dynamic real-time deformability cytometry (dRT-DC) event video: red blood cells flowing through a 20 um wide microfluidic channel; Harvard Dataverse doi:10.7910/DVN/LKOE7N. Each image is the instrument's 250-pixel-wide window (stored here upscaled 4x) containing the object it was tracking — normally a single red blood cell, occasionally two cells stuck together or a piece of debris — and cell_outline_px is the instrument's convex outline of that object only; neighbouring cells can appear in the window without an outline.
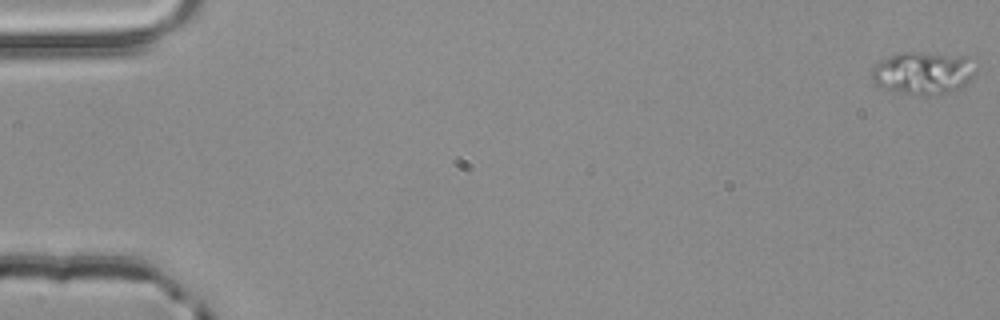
{"species": "common noctule bat (a hibernating species)", "species_latin": "Nyctalus noctula", "temperature_condition": "room temperature", "stored_images_in_passage": 51, "camera_frame_rate_fps": 3000, "um_per_image_px": 0.085, "animal": {"sex": "male", "body_mass_g": 20.4}, "frame": {"image": 1, "passage_image": 1, "time_ms": 0.0, "image_size_px": [1000, 320], "cell_outline_px": [[976, 72], [964, 84], [952, 92], [928, 96], [924, 96], [884, 88], [872, 84], [872, 68], [880, 60], [904, 52], [920, 52], [976, 56]], "centroid_in_image_um": [78.54, 6.18], "position_along_channel_um": 6.5, "area_um2": 26.24}}
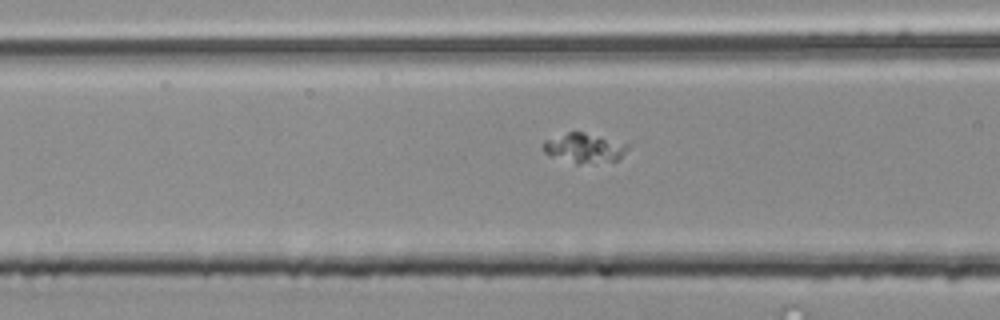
{"frame": {"image": 2, "passage_image": 23, "time_ms": 7.333, "image_size_px": [1000, 320], "cell_outline_px": [[628, 148], [616, 160], [580, 164], [576, 164], [548, 156], [544, 152], [540, 144], [544, 140], [568, 132], [584, 132], [628, 144]], "centroid_in_image_um": [49.56, 12.59], "position_along_channel_um": 117.0, "area_um2": 14.51}}
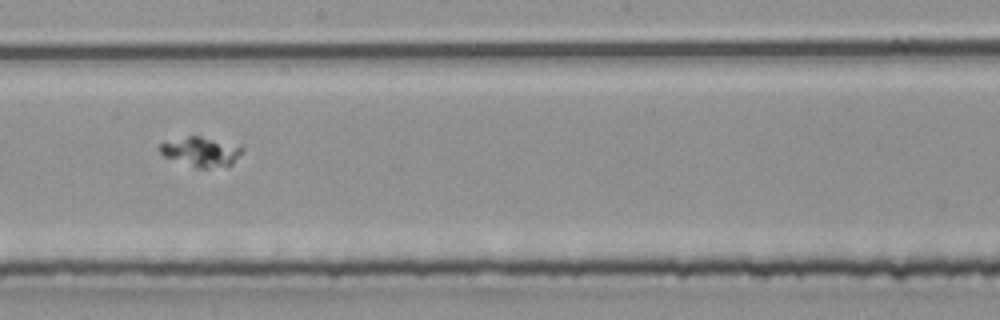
{"frame": {"image": 3, "passage_image": 32, "time_ms": 10.333, "image_size_px": [1000, 320], "cell_outline_px": [[244, 148], [232, 164], [208, 168], [196, 168], [164, 156], [160, 152], [160, 144], [188, 136], [200, 136], [244, 144]], "centroid_in_image_um": [17.17, 12.88], "position_along_channel_um": 231.0, "area_um2": 14.16}}